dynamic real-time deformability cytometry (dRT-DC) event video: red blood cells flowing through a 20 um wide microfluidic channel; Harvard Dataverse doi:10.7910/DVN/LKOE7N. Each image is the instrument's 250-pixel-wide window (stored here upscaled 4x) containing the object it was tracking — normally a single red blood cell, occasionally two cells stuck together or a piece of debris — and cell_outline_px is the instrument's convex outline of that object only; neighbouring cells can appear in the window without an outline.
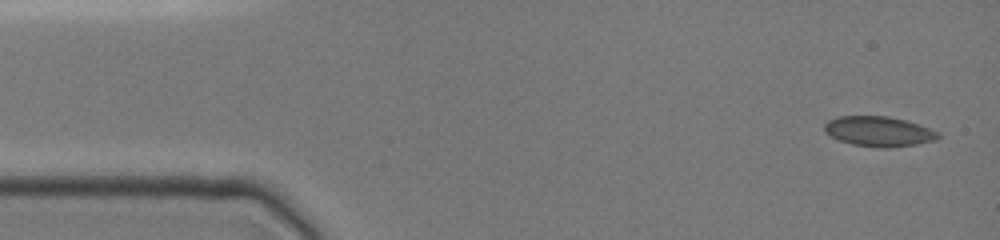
{"species": "common noctule bat (a hibernating species)", "species_latin": "Nyctalus noctula", "temperature_condition": "cold", "stored_images_in_passage": 13, "camera_frame_rate_fps": 3000, "um_per_image_px": 0.085, "animal": {"sex": "female", "body_mass_g": 19.0, "forearm_length_mm": 51.5}, "frame": {"image": 1, "passage_image": 1, "time_ms": 0.0, "image_size_px": [1000, 240], "cell_outline_px": [[940, 136], [936, 140], [916, 144], [888, 148], [884, 148], [852, 144], [840, 140], [824, 132], [824, 124], [828, 120], [836, 116], [888, 116], [904, 120], [940, 132]], "centroid_in_image_um": [74.68, 11.16], "position_along_channel_um": 10.3, "area_um2": 19.77}}
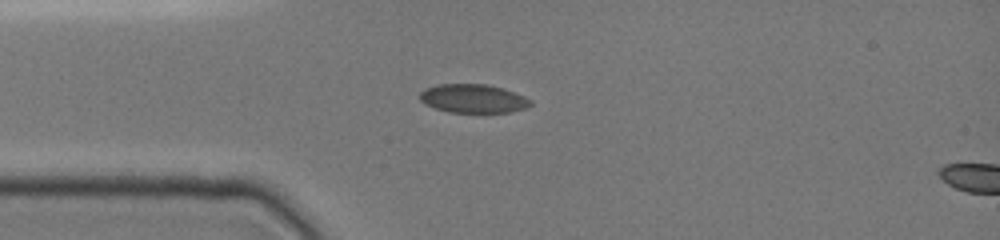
{"frame": {"image": 2, "passage_image": 10, "time_ms": 3.333, "image_size_px": [1000, 240], "cell_outline_px": [[532, 104], [524, 108], [512, 112], [448, 112], [424, 104], [420, 100], [420, 92], [424, 88], [440, 84], [488, 84], [504, 88], [524, 96], [532, 100]], "centroid_in_image_um": [40.22, 8.37], "position_along_channel_um": 44.8, "area_um2": 18.55}}